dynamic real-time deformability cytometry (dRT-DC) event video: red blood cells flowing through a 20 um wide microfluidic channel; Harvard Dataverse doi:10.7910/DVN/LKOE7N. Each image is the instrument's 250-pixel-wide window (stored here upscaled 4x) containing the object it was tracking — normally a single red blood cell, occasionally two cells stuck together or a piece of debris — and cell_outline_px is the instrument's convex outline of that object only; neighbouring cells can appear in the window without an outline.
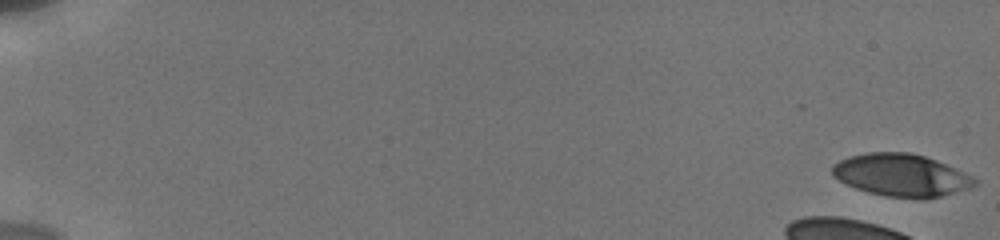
{"species": "human", "species_latin": "Homo sapiens", "temperature_condition": "cold", "stored_images_in_passage": 14, "camera_frame_rate_fps": 3000, "um_per_image_px": 0.085, "donor": {"sex": "male"}, "frame": {"image": 1, "passage_image": 1, "time_ms": 0.0, "image_size_px": [1000, 240], "cell_outline_px": [[976, 184], [968, 188], [940, 196], [924, 200], [888, 196], [868, 192], [856, 188], [832, 176], [832, 164], [848, 156], [868, 152], [908, 152], [924, 156], [936, 160], [964, 172], [972, 176], [976, 180]], "centroid_in_image_um": [76.58, 14.89], "position_along_channel_um": 8.4, "area_um2": 35.08}}
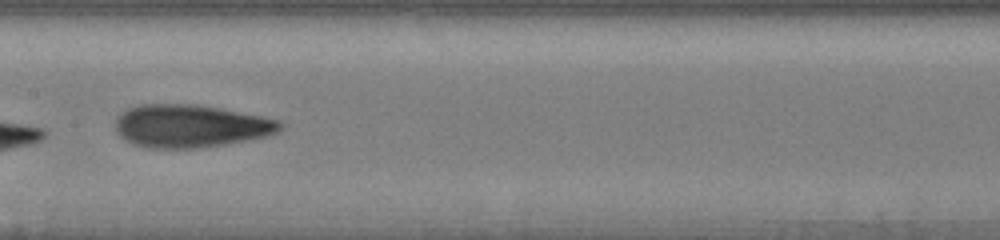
{"frame": {"image": 2, "passage_image": 11, "time_ms": 10.0, "image_size_px": [1000, 240], "cell_outline_px": [[284, 128], [280, 132], [248, 140], [200, 148], [148, 148], [132, 144], [124, 140], [116, 132], [116, 116], [120, 112], [136, 104], [196, 104], [220, 108], [280, 120], [284, 124]], "centroid_in_image_um": [16.17, 10.71], "position_along_channel_um": 191.2, "area_um2": 41.5}}
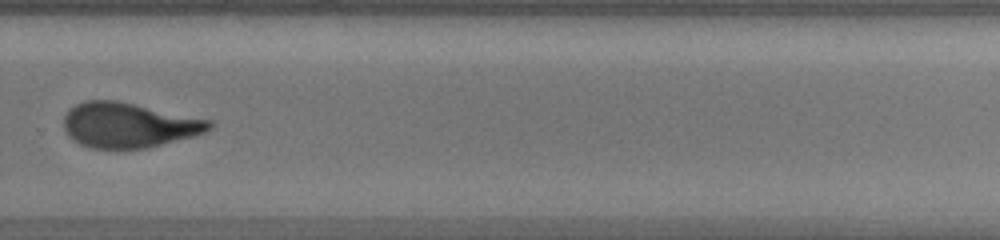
{"frame": {"image": 3, "passage_image": 14, "time_ms": 13.333, "image_size_px": [1000, 240], "cell_outline_px": [[212, 128], [204, 132], [192, 136], [148, 148], [92, 148], [80, 144], [68, 136], [64, 132], [64, 116], [68, 108], [84, 100], [116, 100], [212, 120]], "centroid_in_image_um": [10.9, 10.62], "position_along_channel_um": 318.9, "area_um2": 38.15}}